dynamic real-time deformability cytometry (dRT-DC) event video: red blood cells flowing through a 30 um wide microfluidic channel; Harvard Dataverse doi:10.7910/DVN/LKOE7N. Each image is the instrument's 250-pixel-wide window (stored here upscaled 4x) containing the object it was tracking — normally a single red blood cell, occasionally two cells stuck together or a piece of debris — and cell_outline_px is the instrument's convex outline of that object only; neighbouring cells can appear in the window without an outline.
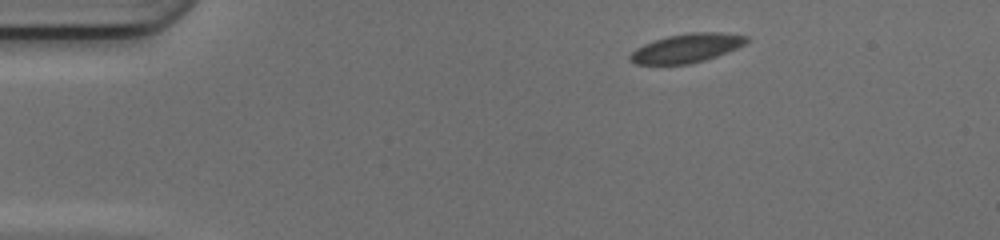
{"species": "common noctule bat (a hibernating species)", "species_latin": "Nyctalus noctula", "temperature_condition": "cold", "stored_images_in_passage": 43, "camera_frame_rate_fps": 3000, "um_per_image_px": 0.085, "animal": {"sex": "female", "body_mass_g": 17.0, "forearm_length_mm": 48.0}, "frame": {"image": 1, "passage_image": 1, "time_ms": 0.0, "image_size_px": [1000, 240], "cell_outline_px": [[748, 40], [744, 44], [736, 48], [716, 56], [704, 60], [688, 64], [636, 64], [628, 60], [628, 56], [636, 48], [644, 44], [668, 36], [692, 32], [720, 32], [748, 36]], "centroid_in_image_um": [58.34, 4.09], "position_along_channel_um": 26.7, "area_um2": 19.36}}
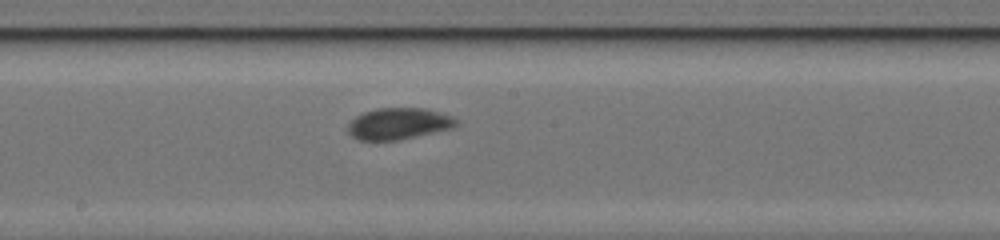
{"frame": {"image": 2, "passage_image": 20, "time_ms": 6.333, "image_size_px": [1000, 240], "cell_outline_px": [[456, 124], [452, 128], [400, 140], [360, 140], [352, 136], [348, 132], [348, 124], [356, 116], [364, 112], [376, 108], [424, 108], [452, 116], [456, 120]], "centroid_in_image_um": [33.86, 10.51], "position_along_channel_um": 214.3, "area_um2": 19.71}}
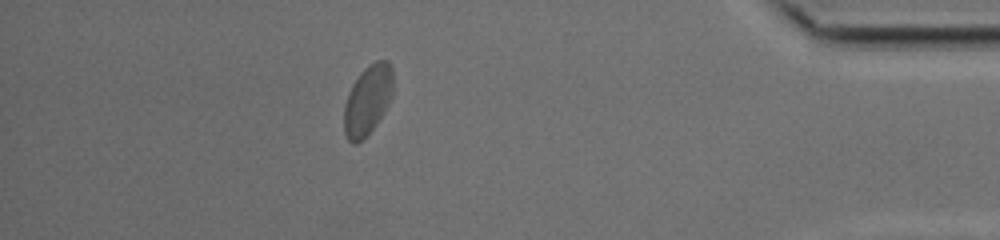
{"frame": {"image": 3, "passage_image": 37, "time_ms": 12.0, "image_size_px": [1000, 240], "cell_outline_px": [[392, 96], [384, 112], [376, 124], [356, 144], [352, 144], [348, 140], [344, 132], [344, 108], [348, 92], [352, 84], [360, 72], [368, 64], [376, 60], [388, 60], [392, 68]], "centroid_in_image_um": [31.24, 8.47], "position_along_channel_um": 404.0, "area_um2": 19.88}, "authors_computed_cell_mechanics": {"area_um2": 19.7098, "velocity_mm_per_s": 4.1399, "shape_relaxation_time_tau1_ms": 4.281, "shape_relaxation_time_tau2_ms": null, "deformation_change_tau1": 0.0973, "deformation_change_tau2": null}}